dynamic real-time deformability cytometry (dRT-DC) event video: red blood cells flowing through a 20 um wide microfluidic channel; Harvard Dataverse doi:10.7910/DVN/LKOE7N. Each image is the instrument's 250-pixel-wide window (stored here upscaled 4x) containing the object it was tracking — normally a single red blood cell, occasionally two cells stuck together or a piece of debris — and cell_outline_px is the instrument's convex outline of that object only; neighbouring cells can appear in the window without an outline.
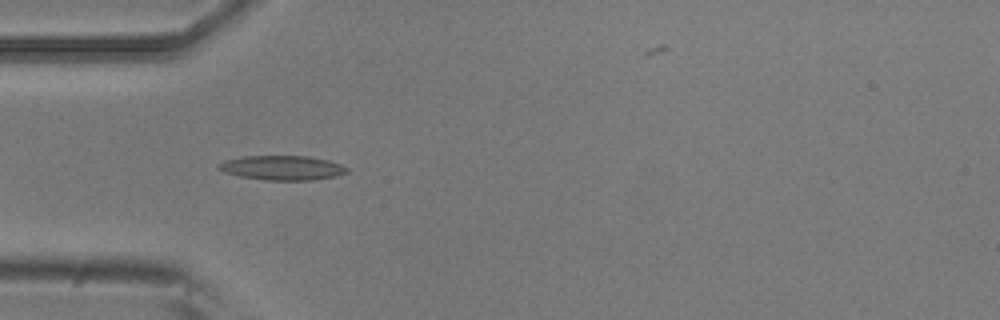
{"species": "common noctule bat (a hibernating species)", "species_latin": "Nyctalus noctula", "temperature_condition": "room temperature", "stored_images_in_passage": 5, "camera_frame_rate_fps": 3000, "um_per_image_px": 0.085, "animal": {"sex": "male", "body_mass_g": 20.5, "forearm_length_mm": 52.5}, "frame": {"image": 1, "passage_image": 3, "time_ms": 0.667, "image_size_px": [1000, 320], "cell_outline_px": [[348, 172], [336, 176], [312, 180], [264, 180], [240, 176], [224, 172], [216, 168], [216, 164], [224, 160], [244, 156], [308, 156], [328, 160], [340, 164], [348, 168]], "centroid_in_image_um": [23.96, 14.26], "position_along_channel_um": 61.0, "area_um2": 18.38}}
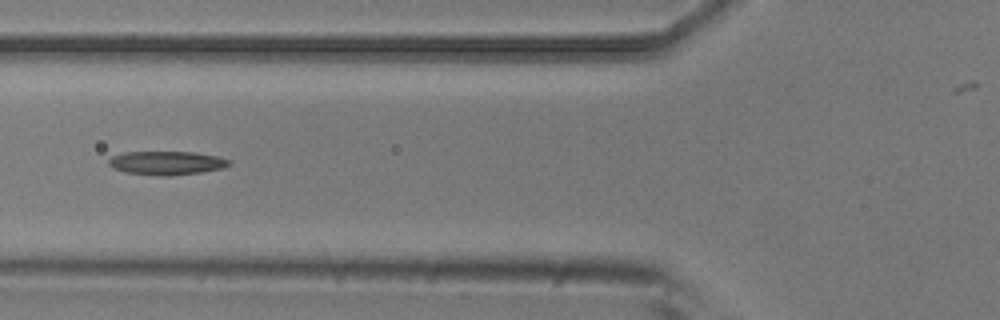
{"frame": {"image": 2, "passage_image": 4, "time_ms": 1.0, "image_size_px": [1000, 320], "cell_outline_px": [[232, 164], [224, 168], [200, 172], [172, 176], [160, 176], [124, 172], [112, 168], [108, 164], [108, 160], [112, 156], [124, 152], [196, 152], [216, 156], [232, 160]], "centroid_in_image_um": [14.18, 13.85], "position_along_channel_um": 111.6, "area_um2": 16.82}}
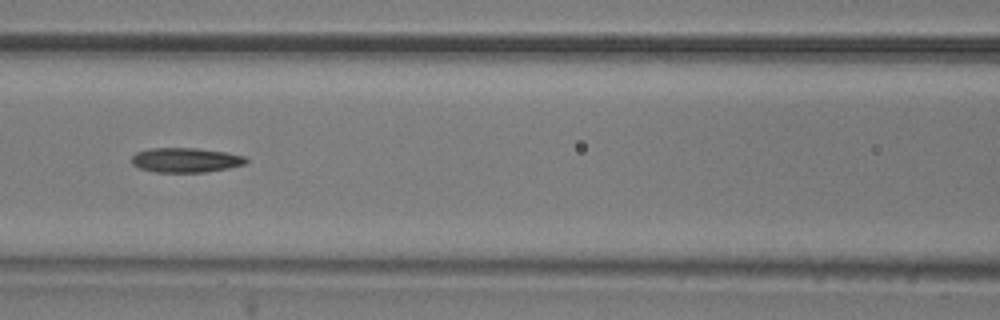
{"frame": {"image": 3, "passage_image": 5, "time_ms": 1.333, "image_size_px": [1000, 320], "cell_outline_px": [[248, 160], [244, 164], [228, 168], [204, 172], [156, 172], [140, 168], [132, 164], [132, 156], [136, 152], [152, 148], [196, 148], [224, 152], [244, 156]], "centroid_in_image_um": [15.76, 13.6], "position_along_channel_um": 150.8, "area_um2": 16.24}}